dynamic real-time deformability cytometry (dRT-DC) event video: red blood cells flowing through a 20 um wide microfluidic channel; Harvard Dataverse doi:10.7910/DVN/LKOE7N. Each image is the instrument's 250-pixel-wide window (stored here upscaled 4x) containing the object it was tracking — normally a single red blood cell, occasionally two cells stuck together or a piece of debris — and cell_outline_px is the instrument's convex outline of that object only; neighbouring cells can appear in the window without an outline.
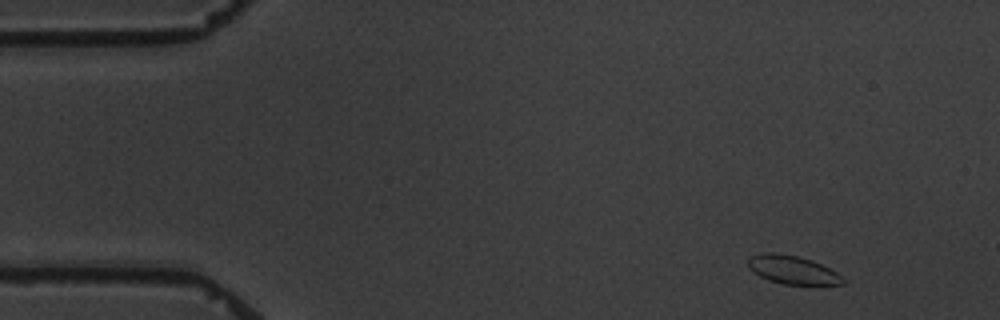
{"species": "common noctule bat (a hibernating species)", "species_latin": "Nyctalus noctula", "temperature_condition": "warm", "stored_images_in_passage": 5, "camera_frame_rate_fps": 3000, "um_per_image_px": 0.085, "animal": {"sex": "male", "body_mass_g": 19.5, "forearm_length_mm": 54.6}, "frame": {"image": 1, "passage_image": 1, "time_ms": 0.0, "image_size_px": [1000, 320], "cell_outline_px": [[844, 284], [784, 284], [768, 280], [760, 276], [748, 268], [748, 260], [752, 256], [764, 252], [772, 252], [796, 256], [812, 260], [836, 272], [844, 280]], "centroid_in_image_um": [67.32, 22.93], "position_along_channel_um": 17.7, "area_um2": 15.37}}
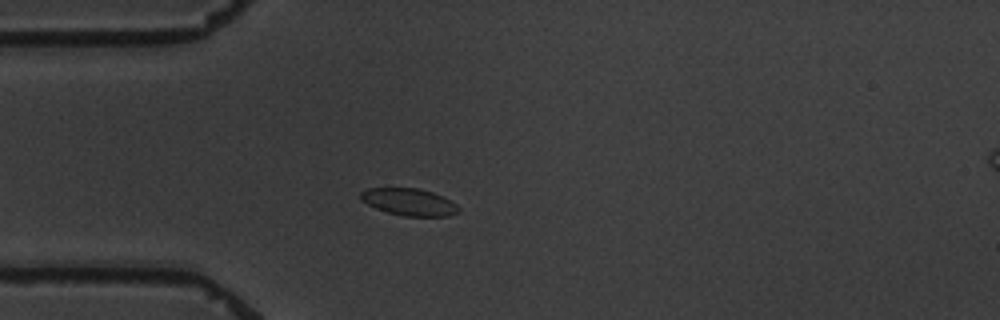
{"frame": {"image": 2, "passage_image": 4, "time_ms": 3.333, "image_size_px": [1000, 320], "cell_outline_px": [[460, 212], [448, 216], [404, 216], [388, 212], [376, 208], [360, 200], [360, 192], [368, 188], [420, 188], [444, 196], [456, 204], [460, 208]], "centroid_in_image_um": [34.8, 17.16], "position_along_channel_um": 50.2, "area_um2": 15.55}}